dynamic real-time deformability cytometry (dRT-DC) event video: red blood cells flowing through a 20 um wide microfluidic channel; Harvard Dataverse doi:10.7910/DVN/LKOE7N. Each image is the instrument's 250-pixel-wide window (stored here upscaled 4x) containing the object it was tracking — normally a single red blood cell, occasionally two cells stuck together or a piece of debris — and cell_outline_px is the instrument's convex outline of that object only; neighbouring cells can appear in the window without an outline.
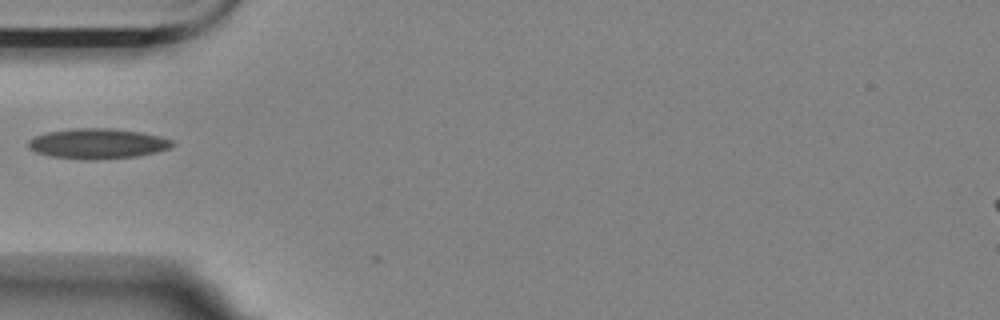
{"species": "Egyptian fruit bat (a non-hibernating species)", "species_latin": "Rousettus aegyptiacus", "temperature_condition": "room temperature", "stored_images_in_passage": 7, "camera_frame_rate_fps": 3000, "um_per_image_px": 0.085, "animal": {"sex": "female"}, "frame": {"image": 1, "passage_image": 1, "time_ms": 0.0, "image_size_px": [1000, 320], "cell_outline_px": [[176, 144], [168, 148], [156, 152], [136, 156], [96, 160], [88, 160], [52, 156], [36, 152], [28, 148], [28, 140], [36, 136], [48, 132], [76, 128], [112, 128], [140, 132], [160, 136], [172, 140]], "centroid_in_image_um": [8.31, 12.21], "position_along_channel_um": 76.7, "area_um2": 25.26}}
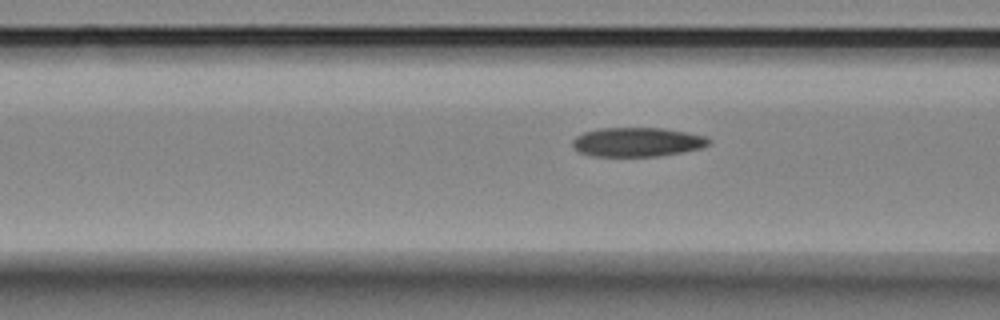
{"frame": {"image": 2, "passage_image": 4, "time_ms": 1.0, "image_size_px": [1000, 320], "cell_outline_px": [[712, 144], [704, 148], [656, 156], [592, 156], [580, 152], [572, 144], [572, 140], [576, 136], [584, 132], [600, 128], [660, 128], [684, 132], [704, 136], [712, 140]], "centroid_in_image_um": [54.19, 12.07], "position_along_channel_um": 112.4, "area_um2": 23.06}}